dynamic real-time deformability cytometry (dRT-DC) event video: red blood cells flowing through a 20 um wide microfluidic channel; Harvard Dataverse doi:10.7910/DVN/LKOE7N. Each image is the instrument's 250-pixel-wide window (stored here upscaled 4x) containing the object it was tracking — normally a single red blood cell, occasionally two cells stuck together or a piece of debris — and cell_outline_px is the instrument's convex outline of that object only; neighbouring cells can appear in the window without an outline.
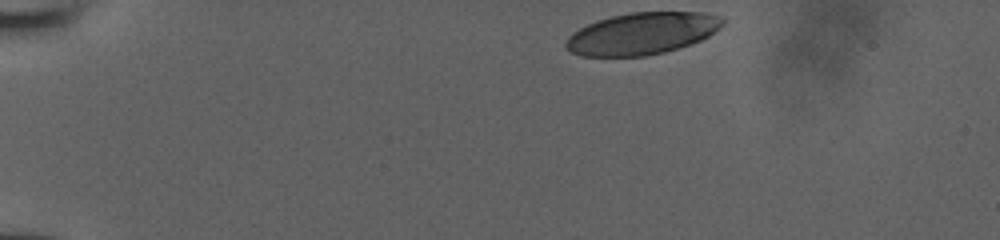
{"species": "human", "species_latin": "Homo sapiens", "temperature_condition": "room temperature", "stored_images_in_passage": 36, "camera_frame_rate_fps": 3000, "um_per_image_px": 0.085, "donor": {"sex": "male"}, "frame": {"image": 1, "passage_image": 1, "time_ms": 0.0, "image_size_px": [1000, 240], "cell_outline_px": [[724, 24], [720, 28], [708, 36], [700, 40], [664, 52], [644, 56], [580, 56], [572, 52], [564, 44], [568, 36], [572, 32], [596, 20], [612, 16], [632, 12], [704, 12], [724, 16]], "centroid_in_image_um": [54.58, 2.83], "position_along_channel_um": 30.4, "area_um2": 38.26}}
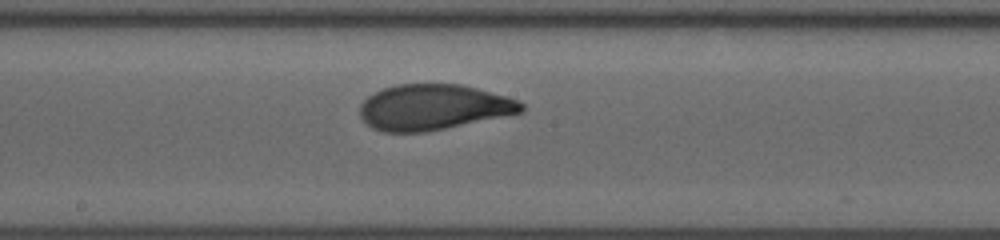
{"frame": {"image": 2, "passage_image": 21, "time_ms": 6.667, "image_size_px": [1000, 240], "cell_outline_px": [[524, 108], [520, 112], [444, 128], [424, 132], [380, 132], [372, 128], [360, 116], [360, 104], [368, 96], [384, 88], [396, 84], [460, 84], [476, 88], [504, 96], [516, 100], [524, 104]], "centroid_in_image_um": [36.76, 9.11], "position_along_channel_um": 211.4, "area_um2": 42.25}}
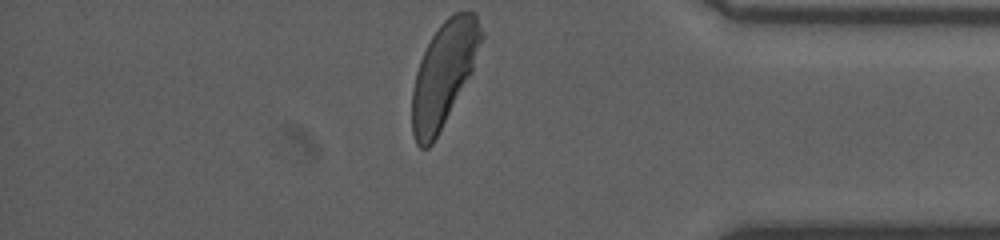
{"frame": {"image": 3, "passage_image": 36, "time_ms": 11.667, "image_size_px": [1000, 240], "cell_outline_px": [[484, 36], [472, 72], [432, 144], [428, 148], [420, 148], [416, 144], [412, 132], [412, 92], [416, 72], [420, 60], [432, 36], [440, 24], [448, 16], [456, 12], [476, 12], [484, 32]], "centroid_in_image_um": [37.74, 6.26], "position_along_channel_um": 397.5, "area_um2": 41.73}}